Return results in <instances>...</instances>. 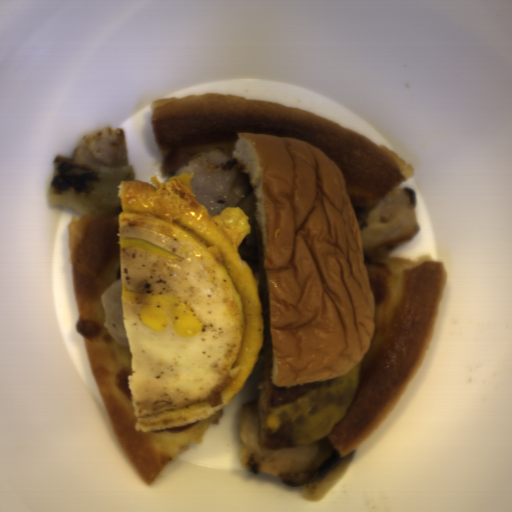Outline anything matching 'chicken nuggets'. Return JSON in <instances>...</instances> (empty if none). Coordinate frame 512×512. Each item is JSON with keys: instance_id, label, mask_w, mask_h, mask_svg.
Listing matches in <instances>:
<instances>
[{"instance_id": "obj_1", "label": "chicken nuggets", "mask_w": 512, "mask_h": 512, "mask_svg": "<svg viewBox=\"0 0 512 512\" xmlns=\"http://www.w3.org/2000/svg\"><path fill=\"white\" fill-rule=\"evenodd\" d=\"M258 403H244L239 411L241 462L252 474L269 475L284 487L302 486L313 478L332 450L328 437L291 449L261 447Z\"/></svg>"}, {"instance_id": "obj_2", "label": "chicken nuggets", "mask_w": 512, "mask_h": 512, "mask_svg": "<svg viewBox=\"0 0 512 512\" xmlns=\"http://www.w3.org/2000/svg\"><path fill=\"white\" fill-rule=\"evenodd\" d=\"M181 173L194 174L189 181L193 193L212 216L226 207L241 206L253 189L249 173H243L238 161L221 149L199 154L172 176Z\"/></svg>"}, {"instance_id": "obj_3", "label": "chicken nuggets", "mask_w": 512, "mask_h": 512, "mask_svg": "<svg viewBox=\"0 0 512 512\" xmlns=\"http://www.w3.org/2000/svg\"><path fill=\"white\" fill-rule=\"evenodd\" d=\"M417 191L398 188L389 192L360 228L364 262L382 258L414 237L419 230Z\"/></svg>"}, {"instance_id": "obj_4", "label": "chicken nuggets", "mask_w": 512, "mask_h": 512, "mask_svg": "<svg viewBox=\"0 0 512 512\" xmlns=\"http://www.w3.org/2000/svg\"><path fill=\"white\" fill-rule=\"evenodd\" d=\"M71 159L103 173L124 171L130 165L122 127L112 126L85 135Z\"/></svg>"}, {"instance_id": "obj_5", "label": "chicken nuggets", "mask_w": 512, "mask_h": 512, "mask_svg": "<svg viewBox=\"0 0 512 512\" xmlns=\"http://www.w3.org/2000/svg\"><path fill=\"white\" fill-rule=\"evenodd\" d=\"M100 298L105 333L119 344L130 347L124 324L121 278L107 285Z\"/></svg>"}]
</instances>
